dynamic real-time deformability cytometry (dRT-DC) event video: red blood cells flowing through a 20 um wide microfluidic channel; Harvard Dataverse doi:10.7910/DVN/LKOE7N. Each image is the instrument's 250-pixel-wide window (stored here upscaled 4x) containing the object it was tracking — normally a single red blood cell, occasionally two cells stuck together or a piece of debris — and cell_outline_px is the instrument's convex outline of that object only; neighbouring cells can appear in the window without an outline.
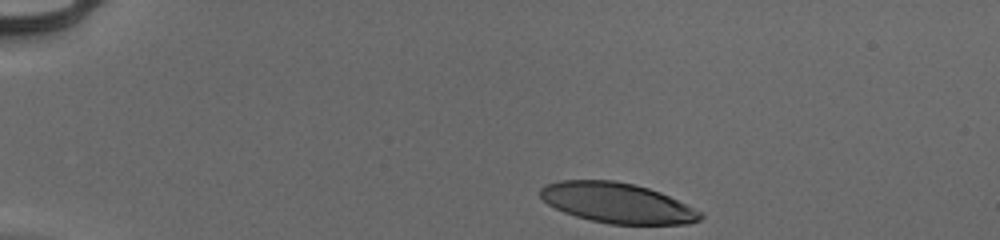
{"species": "human", "species_latin": "Homo sapiens", "temperature_condition": "cold", "stored_images_in_passage": 36, "camera_frame_rate_fps": 3000, "um_per_image_px": 0.085, "donor": {"sex": "male"}, "frame": {"image": 1, "passage_image": 1, "time_ms": 0.0, "image_size_px": [1000, 240], "cell_outline_px": [[704, 216], [700, 220], [688, 224], [608, 224], [576, 216], [564, 212], [548, 204], [540, 196], [540, 188], [544, 184], [560, 180], [616, 180], [636, 184], [660, 192], [704, 212]], "centroid_in_image_um": [52.49, 17.24], "position_along_channel_um": 32.5, "area_um2": 37.69}}
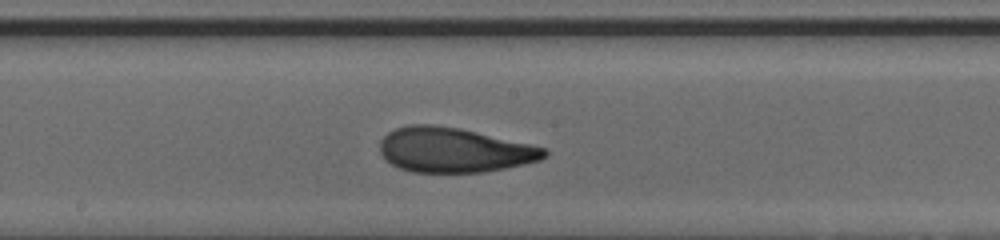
{"frame": {"image": 2, "passage_image": 21, "time_ms": 6.667, "image_size_px": [1000, 240], "cell_outline_px": [[548, 156], [540, 160], [524, 164], [484, 172], [412, 172], [396, 168], [384, 160], [380, 152], [380, 140], [388, 132], [396, 128], [408, 124], [432, 124], [460, 128], [532, 144], [544, 148], [548, 152]], "centroid_in_image_um": [38.56, 12.75], "position_along_channel_um": 209.6, "area_um2": 43.23}}
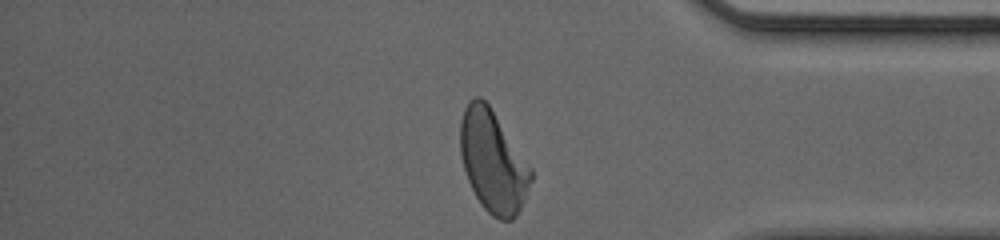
{"frame": {"image": 3, "passage_image": 36, "time_ms": 11.667, "image_size_px": [1000, 240], "cell_outline_px": [[532, 180], [520, 208], [516, 216], [512, 220], [500, 220], [492, 216], [480, 204], [468, 180], [464, 168], [460, 152], [460, 120], [464, 108], [468, 100], [476, 96], [480, 96], [488, 104], [532, 168]], "centroid_in_image_um": [41.89, 13.71], "position_along_channel_um": 393.3, "area_um2": 41.67}, "authors_computed_cell_mechanics": {"area_um2": 41.9628, "velocity_mm_per_s": 3.9395, "shape_relaxation_time_tau1_ms": 3.7796, "shape_relaxation_time_tau2_ms": 1.3705, "deformation_change_tau1": 0.1906, "deformation_change_tau2": 0.0813}}